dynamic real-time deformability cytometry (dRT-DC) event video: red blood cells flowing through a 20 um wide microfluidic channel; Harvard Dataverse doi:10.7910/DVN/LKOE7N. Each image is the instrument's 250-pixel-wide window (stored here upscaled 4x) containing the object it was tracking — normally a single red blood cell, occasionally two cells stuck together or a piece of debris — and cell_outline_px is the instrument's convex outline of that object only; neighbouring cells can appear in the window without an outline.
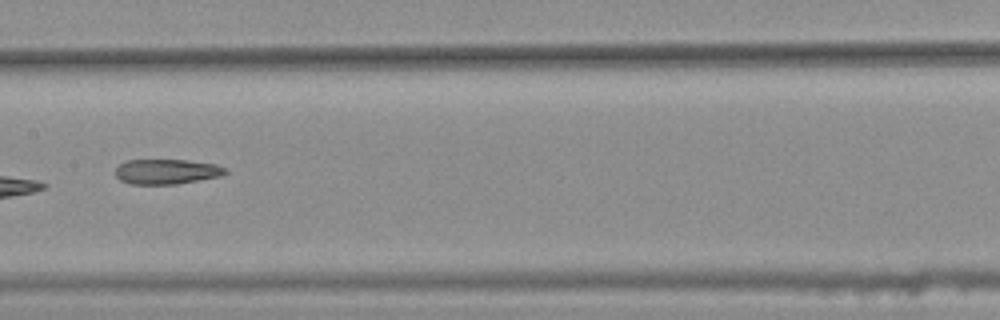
{"species": "common noctule bat (a hibernating species)", "species_latin": "Nyctalus noctula", "temperature_condition": "warm", "stored_images_in_passage": 10, "camera_frame_rate_fps": 3000, "um_per_image_px": 0.085, "animal": {"sex": "female", "body_mass_g": 25.1}, "frame": {"image": 1, "passage_image": 7, "time_ms": 2.0, "image_size_px": [1000, 320], "cell_outline_px": [[228, 172], [220, 176], [176, 184], [132, 184], [120, 180], [116, 176], [116, 168], [124, 160], [188, 160], [216, 164], [228, 168]], "centroid_in_image_um": [14.18, 14.58], "position_along_channel_um": 193.2, "area_um2": 16.07}}
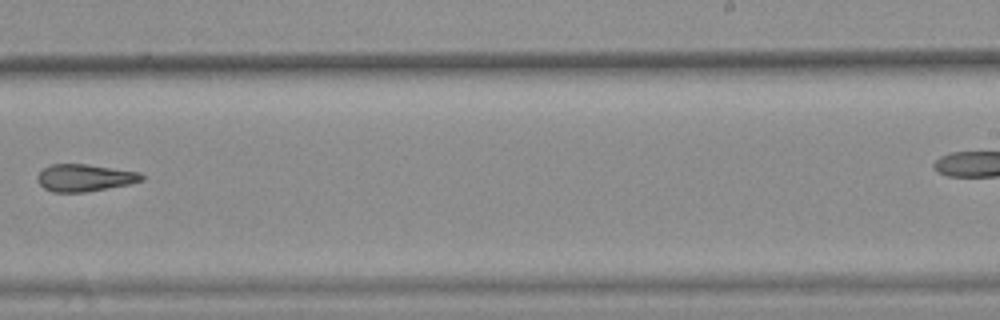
{"frame": {"image": 2, "passage_image": 9, "time_ms": 2.667, "image_size_px": [1000, 320], "cell_outline_px": [[144, 180], [128, 184], [84, 192], [52, 192], [44, 188], [36, 180], [36, 176], [44, 168], [52, 164], [88, 164], [140, 172], [144, 176]], "centroid_in_image_um": [7.18, 15.1], "position_along_channel_um": 281.8, "area_um2": 16.47}}